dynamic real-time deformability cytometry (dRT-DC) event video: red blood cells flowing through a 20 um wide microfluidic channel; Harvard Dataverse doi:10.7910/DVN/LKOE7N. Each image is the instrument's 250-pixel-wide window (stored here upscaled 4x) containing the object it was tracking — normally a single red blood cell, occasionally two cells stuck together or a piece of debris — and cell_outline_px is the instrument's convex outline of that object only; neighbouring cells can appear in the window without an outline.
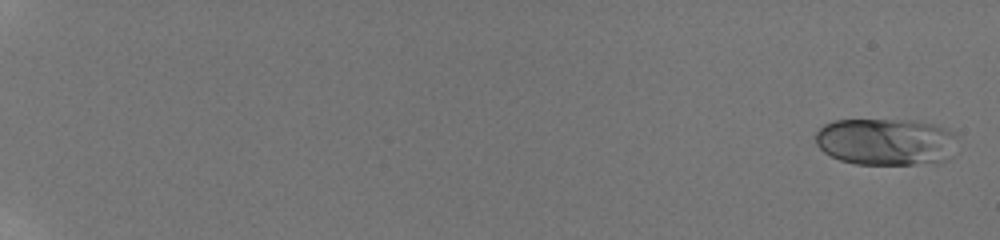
{"species": "human", "species_latin": "Homo sapiens", "temperature_condition": "room temperature", "stored_images_in_passage": 12, "camera_frame_rate_fps": 3000, "um_per_image_px": 0.085, "donor": {"sex": "male"}, "frame": {"image": 1, "passage_image": 1, "time_ms": 0.0, "image_size_px": [1000, 240], "cell_outline_px": [[956, 136], [944, 160], [936, 164], [856, 164], [840, 160], [824, 152], [816, 144], [816, 132], [824, 124], [832, 120], [912, 120], [932, 124], [948, 128]], "centroid_in_image_um": [75.24, 12.04], "position_along_channel_um": 9.8, "area_um2": 38.67}}
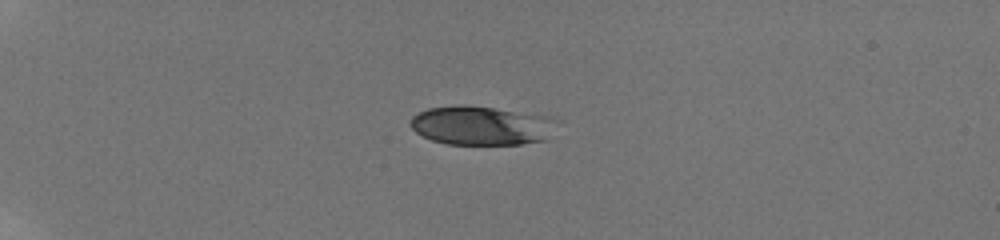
{"frame": {"image": 2, "passage_image": 8, "time_ms": 5.333, "image_size_px": [1000, 240], "cell_outline_px": [[548, 140], [520, 144], [448, 144], [432, 140], [416, 132], [408, 124], [412, 116], [428, 108], [456, 104], [464, 104], [548, 116]], "centroid_in_image_um": [40.75, 10.67], "position_along_channel_um": 44.2, "area_um2": 32.54}}
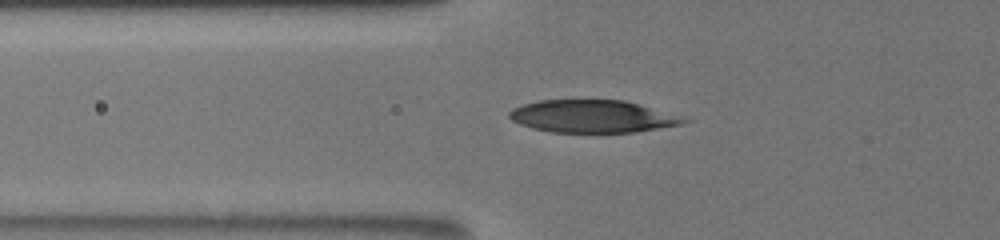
{"frame": {"image": 3, "passage_image": 11, "time_ms": 7.667, "image_size_px": [1000, 240], "cell_outline_px": [[692, 120], [684, 124], [636, 132], [548, 132], [532, 128], [520, 124], [512, 120], [508, 116], [508, 112], [512, 108], [524, 104], [540, 100], [624, 100]], "centroid_in_image_um": [50.32, 9.9], "position_along_channel_um": 75.5, "area_um2": 32.89}}